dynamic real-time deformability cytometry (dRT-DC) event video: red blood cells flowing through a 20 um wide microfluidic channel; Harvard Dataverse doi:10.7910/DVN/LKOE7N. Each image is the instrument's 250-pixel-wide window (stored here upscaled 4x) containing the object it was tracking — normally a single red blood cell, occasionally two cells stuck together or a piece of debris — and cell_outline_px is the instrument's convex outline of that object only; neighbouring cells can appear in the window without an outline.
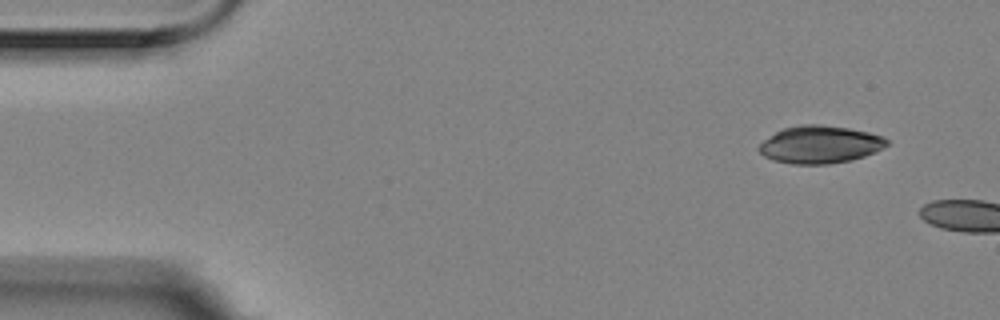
{"species": "Egyptian fruit bat (a non-hibernating species)", "species_latin": "Rousettus aegyptiacus", "temperature_condition": "room temperature", "stored_images_in_passage": 2, "camera_frame_rate_fps": 3000, "um_per_image_px": 0.085, "animal": {"sex": "female"}, "frame": {"image": 1, "passage_image": 1, "time_ms": 0.0, "image_size_px": [1000, 320], "cell_outline_px": [[888, 144], [884, 148], [876, 152], [852, 160], [828, 164], [792, 164], [772, 160], [764, 156], [756, 148], [764, 140], [776, 132], [784, 128], [800, 124], [820, 124], [848, 128], [868, 132], [884, 136], [888, 140]], "centroid_in_image_um": [69.71, 12.29], "position_along_channel_um": 15.3, "area_um2": 28.15}}